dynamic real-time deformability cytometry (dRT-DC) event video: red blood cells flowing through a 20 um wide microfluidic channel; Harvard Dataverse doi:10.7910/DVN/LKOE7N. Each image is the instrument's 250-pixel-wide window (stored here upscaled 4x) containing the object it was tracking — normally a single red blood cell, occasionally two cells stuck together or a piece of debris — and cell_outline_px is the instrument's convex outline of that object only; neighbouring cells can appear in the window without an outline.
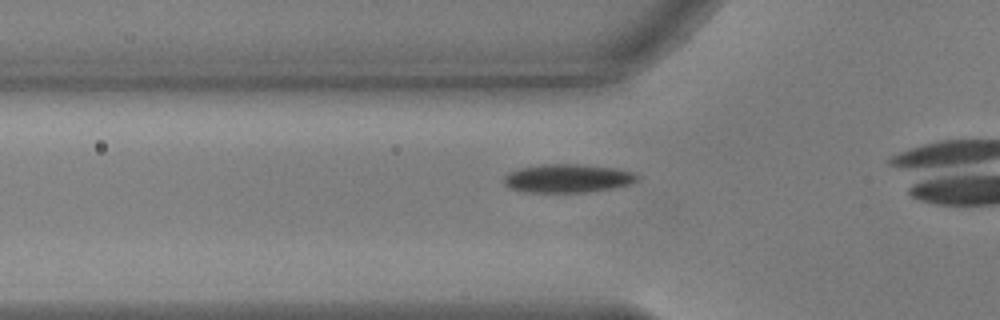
{"species": "common noctule bat (a hibernating species)", "species_latin": "Nyctalus noctula", "temperature_condition": "warm", "stored_images_in_passage": 38, "camera_frame_rate_fps": 3000, "um_per_image_px": 0.085, "animal": {"sex": "male", "body_mass_g": 17.9, "forearm_length_mm": 54.2}, "frame": {"image": 1, "passage_image": 12, "time_ms": 3.667, "image_size_px": [1000, 320], "cell_outline_px": [[640, 180], [628, 184], [612, 188], [588, 192], [528, 192], [512, 188], [504, 184], [504, 176], [508, 172], [520, 168], [544, 164], [584, 164], [616, 168], [636, 172], [640, 176]], "centroid_in_image_um": [48.31, 15.15], "position_along_channel_um": 77.5, "area_um2": 22.25}}
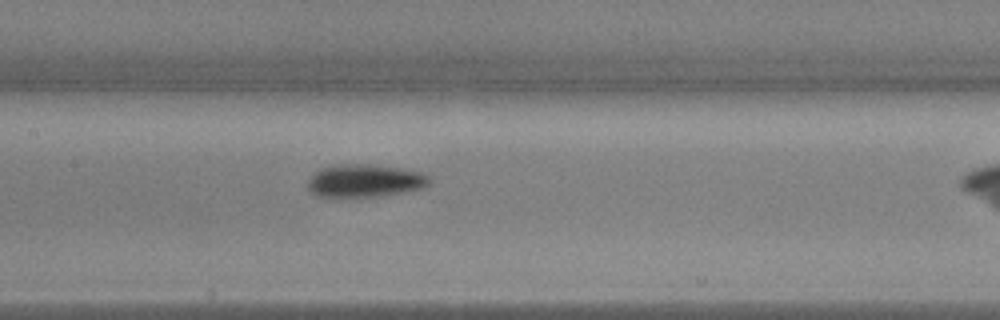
{"frame": {"image": 2, "passage_image": 20, "time_ms": 6.333, "image_size_px": [1000, 320], "cell_outline_px": [[432, 184], [424, 188], [384, 196], [316, 196], [308, 192], [308, 180], [320, 168], [340, 164], [368, 164], [404, 168], [420, 172], [428, 176], [432, 180]], "centroid_in_image_um": [31.06, 15.36], "position_along_channel_um": 176.3, "area_um2": 23.47}}
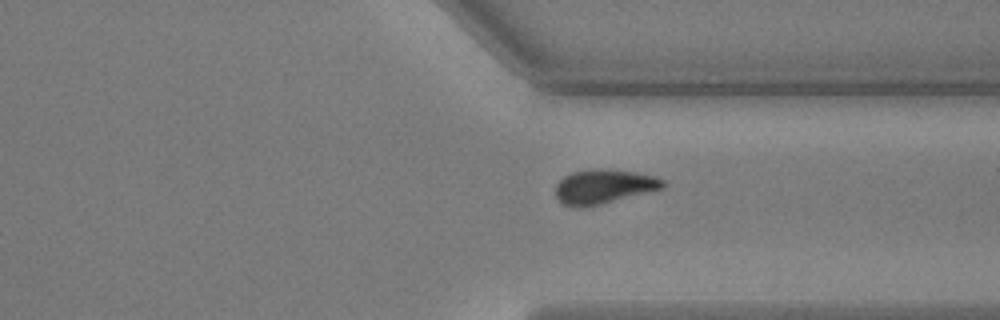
{"frame": {"image": 3, "passage_image": 35, "time_ms": 11.333, "image_size_px": [1000, 320], "cell_outline_px": [[664, 188], [584, 208], [580, 208], [564, 204], [556, 196], [556, 184], [564, 176], [572, 172], [592, 168], [608, 168], [636, 172], [656, 176], [664, 180]], "centroid_in_image_um": [51.32, 15.83], "position_along_channel_um": 360.1, "area_um2": 21.56}}